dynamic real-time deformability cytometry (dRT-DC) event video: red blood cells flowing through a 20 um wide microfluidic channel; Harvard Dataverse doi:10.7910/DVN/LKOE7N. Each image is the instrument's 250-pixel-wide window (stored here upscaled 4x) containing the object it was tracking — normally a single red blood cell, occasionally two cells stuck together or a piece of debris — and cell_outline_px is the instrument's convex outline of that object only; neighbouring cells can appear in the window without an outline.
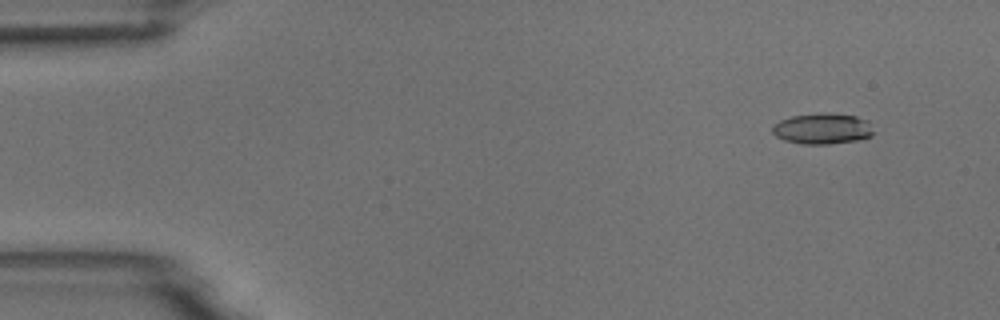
{"species": "common noctule bat (a hibernating species)", "species_latin": "Nyctalus noctula", "temperature_condition": "room temperature", "stored_images_in_passage": 3, "camera_frame_rate_fps": 3000, "um_per_image_px": 0.085, "animal": {"sex": "male", "body_mass_g": 18.8}, "frame": {"image": 1, "passage_image": 1, "time_ms": 0.0, "image_size_px": [1000, 320], "cell_outline_px": [[876, 132], [872, 136], [856, 140], [828, 144], [804, 144], [784, 140], [776, 136], [772, 132], [772, 124], [780, 120], [792, 116], [824, 112], [828, 112], [856, 116], [868, 120]], "centroid_in_image_um": [69.93, 10.92], "position_along_channel_um": 15.1, "area_um2": 18.44}}